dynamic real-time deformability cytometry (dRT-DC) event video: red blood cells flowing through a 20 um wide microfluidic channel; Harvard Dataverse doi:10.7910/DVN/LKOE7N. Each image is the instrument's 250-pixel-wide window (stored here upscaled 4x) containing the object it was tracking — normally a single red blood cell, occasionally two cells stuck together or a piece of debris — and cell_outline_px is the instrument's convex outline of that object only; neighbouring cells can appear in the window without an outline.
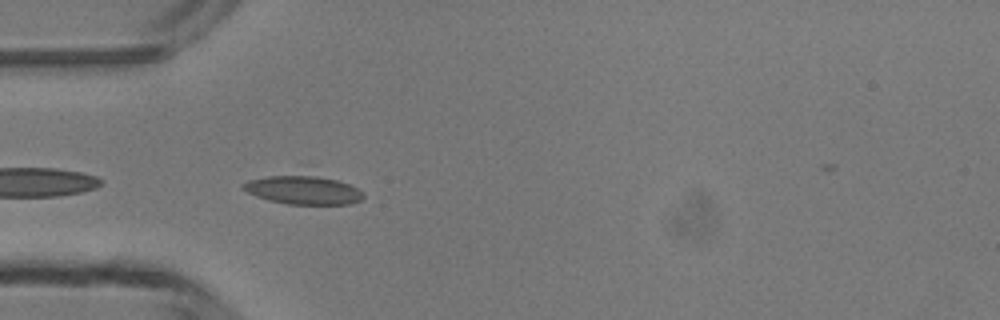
{"species": "common noctule bat (a hibernating species)", "species_latin": "Nyctalus noctula", "temperature_condition": "room temperature", "stored_images_in_passage": 4, "camera_frame_rate_fps": 3000, "um_per_image_px": 0.085, "animal": {"sex": "male", "body_mass_g": 13.3}, "frame": {"image": 1, "passage_image": 4, "time_ms": 3.333, "image_size_px": [1000, 320], "cell_outline_px": [[364, 196], [360, 200], [348, 204], [288, 204], [268, 200], [256, 196], [240, 188], [240, 184], [248, 180], [268, 176], [316, 176], [336, 180], [348, 184], [364, 192]], "centroid_in_image_um": [25.73, 16.16], "position_along_channel_um": 59.3, "area_um2": 19.71}}